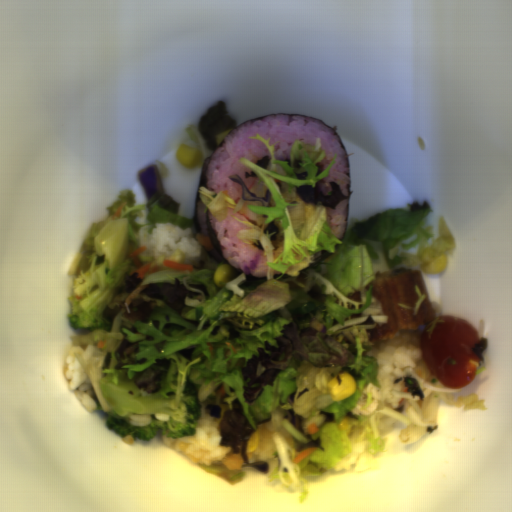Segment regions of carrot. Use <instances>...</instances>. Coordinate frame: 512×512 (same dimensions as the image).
Segmentation results:
<instances>
[{
    "label": "carrot",
    "mask_w": 512,
    "mask_h": 512,
    "mask_svg": "<svg viewBox=\"0 0 512 512\" xmlns=\"http://www.w3.org/2000/svg\"><path fill=\"white\" fill-rule=\"evenodd\" d=\"M320 431V428L318 426V424H311L310 426H308L307 428V434H315V433H318Z\"/></svg>",
    "instance_id": "obj_4"
},
{
    "label": "carrot",
    "mask_w": 512,
    "mask_h": 512,
    "mask_svg": "<svg viewBox=\"0 0 512 512\" xmlns=\"http://www.w3.org/2000/svg\"><path fill=\"white\" fill-rule=\"evenodd\" d=\"M162 265L165 268L193 272V265L180 264V263L166 261V260H163Z\"/></svg>",
    "instance_id": "obj_2"
},
{
    "label": "carrot",
    "mask_w": 512,
    "mask_h": 512,
    "mask_svg": "<svg viewBox=\"0 0 512 512\" xmlns=\"http://www.w3.org/2000/svg\"><path fill=\"white\" fill-rule=\"evenodd\" d=\"M316 447H307L304 448L296 457H294L292 460L295 463H298L302 461L305 457H307L311 452L315 450Z\"/></svg>",
    "instance_id": "obj_3"
},
{
    "label": "carrot",
    "mask_w": 512,
    "mask_h": 512,
    "mask_svg": "<svg viewBox=\"0 0 512 512\" xmlns=\"http://www.w3.org/2000/svg\"><path fill=\"white\" fill-rule=\"evenodd\" d=\"M145 246H140L138 249H136L130 256L131 261L133 265L137 266V270L131 273L130 275H138L137 279H144L146 275L155 273L157 271H160L159 268L156 266H153L151 264H141L138 256L143 253L146 250Z\"/></svg>",
    "instance_id": "obj_1"
}]
</instances>
